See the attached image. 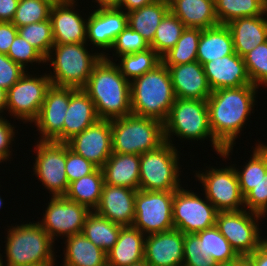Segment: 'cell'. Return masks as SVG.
Here are the masks:
<instances>
[{
    "label": "cell",
    "instance_id": "obj_58",
    "mask_svg": "<svg viewBox=\"0 0 267 266\" xmlns=\"http://www.w3.org/2000/svg\"><path fill=\"white\" fill-rule=\"evenodd\" d=\"M44 1H46V2H48L49 4H51L52 6H54V5L63 3V2H65L66 0H44Z\"/></svg>",
    "mask_w": 267,
    "mask_h": 266
},
{
    "label": "cell",
    "instance_id": "obj_6",
    "mask_svg": "<svg viewBox=\"0 0 267 266\" xmlns=\"http://www.w3.org/2000/svg\"><path fill=\"white\" fill-rule=\"evenodd\" d=\"M85 44L87 43L53 45L45 59L46 62H51L52 69H54L55 75H48L52 85L74 89L85 87L93 67L105 55L104 53L90 54L84 47ZM54 51L56 57H51Z\"/></svg>",
    "mask_w": 267,
    "mask_h": 266
},
{
    "label": "cell",
    "instance_id": "obj_47",
    "mask_svg": "<svg viewBox=\"0 0 267 266\" xmlns=\"http://www.w3.org/2000/svg\"><path fill=\"white\" fill-rule=\"evenodd\" d=\"M245 205L249 211L265 216L267 213V173L244 196V207Z\"/></svg>",
    "mask_w": 267,
    "mask_h": 266
},
{
    "label": "cell",
    "instance_id": "obj_11",
    "mask_svg": "<svg viewBox=\"0 0 267 266\" xmlns=\"http://www.w3.org/2000/svg\"><path fill=\"white\" fill-rule=\"evenodd\" d=\"M202 200L194 192L179 188L173 197V225L184 234H194L216 225L218 210L206 198Z\"/></svg>",
    "mask_w": 267,
    "mask_h": 266
},
{
    "label": "cell",
    "instance_id": "obj_3",
    "mask_svg": "<svg viewBox=\"0 0 267 266\" xmlns=\"http://www.w3.org/2000/svg\"><path fill=\"white\" fill-rule=\"evenodd\" d=\"M131 113L164 122L176 100L167 66L161 62L153 70L130 81Z\"/></svg>",
    "mask_w": 267,
    "mask_h": 266
},
{
    "label": "cell",
    "instance_id": "obj_2",
    "mask_svg": "<svg viewBox=\"0 0 267 266\" xmlns=\"http://www.w3.org/2000/svg\"><path fill=\"white\" fill-rule=\"evenodd\" d=\"M107 55L93 67L83 90L94 102L99 119L111 120L131 113L130 82Z\"/></svg>",
    "mask_w": 267,
    "mask_h": 266
},
{
    "label": "cell",
    "instance_id": "obj_17",
    "mask_svg": "<svg viewBox=\"0 0 267 266\" xmlns=\"http://www.w3.org/2000/svg\"><path fill=\"white\" fill-rule=\"evenodd\" d=\"M69 106V87L52 85L48 88L40 113L34 123L40 131V141L63 143V125Z\"/></svg>",
    "mask_w": 267,
    "mask_h": 266
},
{
    "label": "cell",
    "instance_id": "obj_45",
    "mask_svg": "<svg viewBox=\"0 0 267 266\" xmlns=\"http://www.w3.org/2000/svg\"><path fill=\"white\" fill-rule=\"evenodd\" d=\"M203 255L199 237L195 233L185 234L182 266H217V262L212 257L204 258Z\"/></svg>",
    "mask_w": 267,
    "mask_h": 266
},
{
    "label": "cell",
    "instance_id": "obj_30",
    "mask_svg": "<svg viewBox=\"0 0 267 266\" xmlns=\"http://www.w3.org/2000/svg\"><path fill=\"white\" fill-rule=\"evenodd\" d=\"M67 238L63 266H107V256L83 233Z\"/></svg>",
    "mask_w": 267,
    "mask_h": 266
},
{
    "label": "cell",
    "instance_id": "obj_53",
    "mask_svg": "<svg viewBox=\"0 0 267 266\" xmlns=\"http://www.w3.org/2000/svg\"><path fill=\"white\" fill-rule=\"evenodd\" d=\"M156 0H119V3L115 6L116 8L126 9V13L142 8L143 6L149 5Z\"/></svg>",
    "mask_w": 267,
    "mask_h": 266
},
{
    "label": "cell",
    "instance_id": "obj_48",
    "mask_svg": "<svg viewBox=\"0 0 267 266\" xmlns=\"http://www.w3.org/2000/svg\"><path fill=\"white\" fill-rule=\"evenodd\" d=\"M26 72L6 54L0 53V87L8 91Z\"/></svg>",
    "mask_w": 267,
    "mask_h": 266
},
{
    "label": "cell",
    "instance_id": "obj_22",
    "mask_svg": "<svg viewBox=\"0 0 267 266\" xmlns=\"http://www.w3.org/2000/svg\"><path fill=\"white\" fill-rule=\"evenodd\" d=\"M75 2V0H66L51 7L50 20L54 44L86 43L88 41L86 39L87 20L74 11Z\"/></svg>",
    "mask_w": 267,
    "mask_h": 266
},
{
    "label": "cell",
    "instance_id": "obj_28",
    "mask_svg": "<svg viewBox=\"0 0 267 266\" xmlns=\"http://www.w3.org/2000/svg\"><path fill=\"white\" fill-rule=\"evenodd\" d=\"M169 10L186 28L207 29L219 24L215 0H168Z\"/></svg>",
    "mask_w": 267,
    "mask_h": 266
},
{
    "label": "cell",
    "instance_id": "obj_34",
    "mask_svg": "<svg viewBox=\"0 0 267 266\" xmlns=\"http://www.w3.org/2000/svg\"><path fill=\"white\" fill-rule=\"evenodd\" d=\"M195 234L199 237L204 258L212 257L217 263L231 262L240 258L216 225Z\"/></svg>",
    "mask_w": 267,
    "mask_h": 266
},
{
    "label": "cell",
    "instance_id": "obj_60",
    "mask_svg": "<svg viewBox=\"0 0 267 266\" xmlns=\"http://www.w3.org/2000/svg\"><path fill=\"white\" fill-rule=\"evenodd\" d=\"M55 263H39L35 265H27V266H54Z\"/></svg>",
    "mask_w": 267,
    "mask_h": 266
},
{
    "label": "cell",
    "instance_id": "obj_7",
    "mask_svg": "<svg viewBox=\"0 0 267 266\" xmlns=\"http://www.w3.org/2000/svg\"><path fill=\"white\" fill-rule=\"evenodd\" d=\"M8 230L5 249L7 266L55 263L54 240L39 222L15 225Z\"/></svg>",
    "mask_w": 267,
    "mask_h": 266
},
{
    "label": "cell",
    "instance_id": "obj_61",
    "mask_svg": "<svg viewBox=\"0 0 267 266\" xmlns=\"http://www.w3.org/2000/svg\"><path fill=\"white\" fill-rule=\"evenodd\" d=\"M1 256H2V255L0 254V266H7V265H4V264H3V261H2Z\"/></svg>",
    "mask_w": 267,
    "mask_h": 266
},
{
    "label": "cell",
    "instance_id": "obj_39",
    "mask_svg": "<svg viewBox=\"0 0 267 266\" xmlns=\"http://www.w3.org/2000/svg\"><path fill=\"white\" fill-rule=\"evenodd\" d=\"M120 57V65L117 66L129 82L153 70L162 62V58L152 48Z\"/></svg>",
    "mask_w": 267,
    "mask_h": 266
},
{
    "label": "cell",
    "instance_id": "obj_9",
    "mask_svg": "<svg viewBox=\"0 0 267 266\" xmlns=\"http://www.w3.org/2000/svg\"><path fill=\"white\" fill-rule=\"evenodd\" d=\"M246 210L218 211L216 216L220 233L240 257L252 254L266 240L261 238L257 223L262 215Z\"/></svg>",
    "mask_w": 267,
    "mask_h": 266
},
{
    "label": "cell",
    "instance_id": "obj_1",
    "mask_svg": "<svg viewBox=\"0 0 267 266\" xmlns=\"http://www.w3.org/2000/svg\"><path fill=\"white\" fill-rule=\"evenodd\" d=\"M257 89L254 85L221 88L207 99L213 137L224 147L221 157H229L235 138L253 110Z\"/></svg>",
    "mask_w": 267,
    "mask_h": 266
},
{
    "label": "cell",
    "instance_id": "obj_26",
    "mask_svg": "<svg viewBox=\"0 0 267 266\" xmlns=\"http://www.w3.org/2000/svg\"><path fill=\"white\" fill-rule=\"evenodd\" d=\"M146 235L133 226H123L116 244L106 253L107 266H130L144 260Z\"/></svg>",
    "mask_w": 267,
    "mask_h": 266
},
{
    "label": "cell",
    "instance_id": "obj_50",
    "mask_svg": "<svg viewBox=\"0 0 267 266\" xmlns=\"http://www.w3.org/2000/svg\"><path fill=\"white\" fill-rule=\"evenodd\" d=\"M17 34L18 28L12 22H0V53H8Z\"/></svg>",
    "mask_w": 267,
    "mask_h": 266
},
{
    "label": "cell",
    "instance_id": "obj_33",
    "mask_svg": "<svg viewBox=\"0 0 267 266\" xmlns=\"http://www.w3.org/2000/svg\"><path fill=\"white\" fill-rule=\"evenodd\" d=\"M122 227V225L98 215L95 211H91L85 219L82 233L107 253L116 244Z\"/></svg>",
    "mask_w": 267,
    "mask_h": 266
},
{
    "label": "cell",
    "instance_id": "obj_57",
    "mask_svg": "<svg viewBox=\"0 0 267 266\" xmlns=\"http://www.w3.org/2000/svg\"><path fill=\"white\" fill-rule=\"evenodd\" d=\"M217 266H238V260L226 263H217Z\"/></svg>",
    "mask_w": 267,
    "mask_h": 266
},
{
    "label": "cell",
    "instance_id": "obj_15",
    "mask_svg": "<svg viewBox=\"0 0 267 266\" xmlns=\"http://www.w3.org/2000/svg\"><path fill=\"white\" fill-rule=\"evenodd\" d=\"M91 211L65 196L51 197L41 227L55 241V236H72L83 231L85 219Z\"/></svg>",
    "mask_w": 267,
    "mask_h": 266
},
{
    "label": "cell",
    "instance_id": "obj_59",
    "mask_svg": "<svg viewBox=\"0 0 267 266\" xmlns=\"http://www.w3.org/2000/svg\"><path fill=\"white\" fill-rule=\"evenodd\" d=\"M130 266H149L145 260H142L141 262L135 263Z\"/></svg>",
    "mask_w": 267,
    "mask_h": 266
},
{
    "label": "cell",
    "instance_id": "obj_46",
    "mask_svg": "<svg viewBox=\"0 0 267 266\" xmlns=\"http://www.w3.org/2000/svg\"><path fill=\"white\" fill-rule=\"evenodd\" d=\"M98 167L91 161L86 160L83 156L74 153L66 144V165L65 172L68 182L76 181L81 177L90 175Z\"/></svg>",
    "mask_w": 267,
    "mask_h": 266
},
{
    "label": "cell",
    "instance_id": "obj_43",
    "mask_svg": "<svg viewBox=\"0 0 267 266\" xmlns=\"http://www.w3.org/2000/svg\"><path fill=\"white\" fill-rule=\"evenodd\" d=\"M116 50L118 58L126 54H133L145 51L150 48V44L145 40L142 35L134 31L129 25L122 30L117 36L112 46Z\"/></svg>",
    "mask_w": 267,
    "mask_h": 266
},
{
    "label": "cell",
    "instance_id": "obj_44",
    "mask_svg": "<svg viewBox=\"0 0 267 266\" xmlns=\"http://www.w3.org/2000/svg\"><path fill=\"white\" fill-rule=\"evenodd\" d=\"M13 62L21 65L24 69L26 63L46 62L45 57L30 43H28L19 33L12 42L6 54Z\"/></svg>",
    "mask_w": 267,
    "mask_h": 266
},
{
    "label": "cell",
    "instance_id": "obj_12",
    "mask_svg": "<svg viewBox=\"0 0 267 266\" xmlns=\"http://www.w3.org/2000/svg\"><path fill=\"white\" fill-rule=\"evenodd\" d=\"M51 86L48 74L33 77L24 74L8 91L6 109L17 119L34 122L44 102L46 92Z\"/></svg>",
    "mask_w": 267,
    "mask_h": 266
},
{
    "label": "cell",
    "instance_id": "obj_55",
    "mask_svg": "<svg viewBox=\"0 0 267 266\" xmlns=\"http://www.w3.org/2000/svg\"><path fill=\"white\" fill-rule=\"evenodd\" d=\"M98 2L99 7H115L119 0H95Z\"/></svg>",
    "mask_w": 267,
    "mask_h": 266
},
{
    "label": "cell",
    "instance_id": "obj_36",
    "mask_svg": "<svg viewBox=\"0 0 267 266\" xmlns=\"http://www.w3.org/2000/svg\"><path fill=\"white\" fill-rule=\"evenodd\" d=\"M185 29L182 21L169 10L157 27L150 48L162 58L176 45Z\"/></svg>",
    "mask_w": 267,
    "mask_h": 266
},
{
    "label": "cell",
    "instance_id": "obj_19",
    "mask_svg": "<svg viewBox=\"0 0 267 266\" xmlns=\"http://www.w3.org/2000/svg\"><path fill=\"white\" fill-rule=\"evenodd\" d=\"M184 235L175 228L146 235L144 260L149 266H182Z\"/></svg>",
    "mask_w": 267,
    "mask_h": 266
},
{
    "label": "cell",
    "instance_id": "obj_62",
    "mask_svg": "<svg viewBox=\"0 0 267 266\" xmlns=\"http://www.w3.org/2000/svg\"><path fill=\"white\" fill-rule=\"evenodd\" d=\"M2 204H3V202H2V199L0 197V208H1Z\"/></svg>",
    "mask_w": 267,
    "mask_h": 266
},
{
    "label": "cell",
    "instance_id": "obj_10",
    "mask_svg": "<svg viewBox=\"0 0 267 266\" xmlns=\"http://www.w3.org/2000/svg\"><path fill=\"white\" fill-rule=\"evenodd\" d=\"M173 197L174 191L137 190L132 226L146 235L173 229Z\"/></svg>",
    "mask_w": 267,
    "mask_h": 266
},
{
    "label": "cell",
    "instance_id": "obj_8",
    "mask_svg": "<svg viewBox=\"0 0 267 266\" xmlns=\"http://www.w3.org/2000/svg\"><path fill=\"white\" fill-rule=\"evenodd\" d=\"M177 153L173 143L165 141L158 148L141 154L139 190L176 191L181 188Z\"/></svg>",
    "mask_w": 267,
    "mask_h": 266
},
{
    "label": "cell",
    "instance_id": "obj_16",
    "mask_svg": "<svg viewBox=\"0 0 267 266\" xmlns=\"http://www.w3.org/2000/svg\"><path fill=\"white\" fill-rule=\"evenodd\" d=\"M69 149L101 168L112 154L110 120L99 119L66 142Z\"/></svg>",
    "mask_w": 267,
    "mask_h": 266
},
{
    "label": "cell",
    "instance_id": "obj_18",
    "mask_svg": "<svg viewBox=\"0 0 267 266\" xmlns=\"http://www.w3.org/2000/svg\"><path fill=\"white\" fill-rule=\"evenodd\" d=\"M98 8L87 18L86 39L98 48L111 49L119 33L127 27L128 16L116 7Z\"/></svg>",
    "mask_w": 267,
    "mask_h": 266
},
{
    "label": "cell",
    "instance_id": "obj_38",
    "mask_svg": "<svg viewBox=\"0 0 267 266\" xmlns=\"http://www.w3.org/2000/svg\"><path fill=\"white\" fill-rule=\"evenodd\" d=\"M250 161L244 166L243 170L236 173L239 180L240 190L245 196L267 173V144L259 143L253 150Z\"/></svg>",
    "mask_w": 267,
    "mask_h": 266
},
{
    "label": "cell",
    "instance_id": "obj_41",
    "mask_svg": "<svg viewBox=\"0 0 267 266\" xmlns=\"http://www.w3.org/2000/svg\"><path fill=\"white\" fill-rule=\"evenodd\" d=\"M51 7L52 5L44 0H19L12 23L19 28L48 20Z\"/></svg>",
    "mask_w": 267,
    "mask_h": 266
},
{
    "label": "cell",
    "instance_id": "obj_27",
    "mask_svg": "<svg viewBox=\"0 0 267 266\" xmlns=\"http://www.w3.org/2000/svg\"><path fill=\"white\" fill-rule=\"evenodd\" d=\"M101 169L105 184L139 190L140 155L112 153Z\"/></svg>",
    "mask_w": 267,
    "mask_h": 266
},
{
    "label": "cell",
    "instance_id": "obj_23",
    "mask_svg": "<svg viewBox=\"0 0 267 266\" xmlns=\"http://www.w3.org/2000/svg\"><path fill=\"white\" fill-rule=\"evenodd\" d=\"M203 69L212 91L253 85L244 58L237 53L207 62Z\"/></svg>",
    "mask_w": 267,
    "mask_h": 266
},
{
    "label": "cell",
    "instance_id": "obj_31",
    "mask_svg": "<svg viewBox=\"0 0 267 266\" xmlns=\"http://www.w3.org/2000/svg\"><path fill=\"white\" fill-rule=\"evenodd\" d=\"M168 11V0H156L142 8L128 12V25L150 44L155 37L157 27Z\"/></svg>",
    "mask_w": 267,
    "mask_h": 266
},
{
    "label": "cell",
    "instance_id": "obj_40",
    "mask_svg": "<svg viewBox=\"0 0 267 266\" xmlns=\"http://www.w3.org/2000/svg\"><path fill=\"white\" fill-rule=\"evenodd\" d=\"M18 33L45 58L54 45L52 24L50 18L43 22H36L18 28Z\"/></svg>",
    "mask_w": 267,
    "mask_h": 266
},
{
    "label": "cell",
    "instance_id": "obj_56",
    "mask_svg": "<svg viewBox=\"0 0 267 266\" xmlns=\"http://www.w3.org/2000/svg\"><path fill=\"white\" fill-rule=\"evenodd\" d=\"M238 266H254L246 257L238 259Z\"/></svg>",
    "mask_w": 267,
    "mask_h": 266
},
{
    "label": "cell",
    "instance_id": "obj_20",
    "mask_svg": "<svg viewBox=\"0 0 267 266\" xmlns=\"http://www.w3.org/2000/svg\"><path fill=\"white\" fill-rule=\"evenodd\" d=\"M166 66L176 98L196 100L209 98L212 89L200 62Z\"/></svg>",
    "mask_w": 267,
    "mask_h": 266
},
{
    "label": "cell",
    "instance_id": "obj_51",
    "mask_svg": "<svg viewBox=\"0 0 267 266\" xmlns=\"http://www.w3.org/2000/svg\"><path fill=\"white\" fill-rule=\"evenodd\" d=\"M19 0H0V22H12Z\"/></svg>",
    "mask_w": 267,
    "mask_h": 266
},
{
    "label": "cell",
    "instance_id": "obj_5",
    "mask_svg": "<svg viewBox=\"0 0 267 266\" xmlns=\"http://www.w3.org/2000/svg\"><path fill=\"white\" fill-rule=\"evenodd\" d=\"M165 141L172 143L171 135L181 139L205 140L211 138L213 149L221 155L224 147L213 137L207 100L176 98L163 122ZM172 133V134H171Z\"/></svg>",
    "mask_w": 267,
    "mask_h": 266
},
{
    "label": "cell",
    "instance_id": "obj_49",
    "mask_svg": "<svg viewBox=\"0 0 267 266\" xmlns=\"http://www.w3.org/2000/svg\"><path fill=\"white\" fill-rule=\"evenodd\" d=\"M13 125H11L7 119H3L2 115L0 116V163L6 161L11 155L10 147L11 141L15 137Z\"/></svg>",
    "mask_w": 267,
    "mask_h": 266
},
{
    "label": "cell",
    "instance_id": "obj_14",
    "mask_svg": "<svg viewBox=\"0 0 267 266\" xmlns=\"http://www.w3.org/2000/svg\"><path fill=\"white\" fill-rule=\"evenodd\" d=\"M196 176L203 184L206 198L218 211L243 209L241 206H244V196L240 190L235 166L219 169L211 167L206 172L196 173Z\"/></svg>",
    "mask_w": 267,
    "mask_h": 266
},
{
    "label": "cell",
    "instance_id": "obj_42",
    "mask_svg": "<svg viewBox=\"0 0 267 266\" xmlns=\"http://www.w3.org/2000/svg\"><path fill=\"white\" fill-rule=\"evenodd\" d=\"M243 58L252 84L267 87V41L257 45Z\"/></svg>",
    "mask_w": 267,
    "mask_h": 266
},
{
    "label": "cell",
    "instance_id": "obj_21",
    "mask_svg": "<svg viewBox=\"0 0 267 266\" xmlns=\"http://www.w3.org/2000/svg\"><path fill=\"white\" fill-rule=\"evenodd\" d=\"M137 190L104 183L101 199L94 210L98 215L122 226H132L135 218Z\"/></svg>",
    "mask_w": 267,
    "mask_h": 266
},
{
    "label": "cell",
    "instance_id": "obj_35",
    "mask_svg": "<svg viewBox=\"0 0 267 266\" xmlns=\"http://www.w3.org/2000/svg\"><path fill=\"white\" fill-rule=\"evenodd\" d=\"M267 10V0H215V13L219 24L230 21L260 16Z\"/></svg>",
    "mask_w": 267,
    "mask_h": 266
},
{
    "label": "cell",
    "instance_id": "obj_29",
    "mask_svg": "<svg viewBox=\"0 0 267 266\" xmlns=\"http://www.w3.org/2000/svg\"><path fill=\"white\" fill-rule=\"evenodd\" d=\"M234 44L230 29L226 24L202 29L197 50V61L207 62L234 54Z\"/></svg>",
    "mask_w": 267,
    "mask_h": 266
},
{
    "label": "cell",
    "instance_id": "obj_37",
    "mask_svg": "<svg viewBox=\"0 0 267 266\" xmlns=\"http://www.w3.org/2000/svg\"><path fill=\"white\" fill-rule=\"evenodd\" d=\"M201 32L200 28H186L176 45L162 57V62L165 65H179L197 61Z\"/></svg>",
    "mask_w": 267,
    "mask_h": 266
},
{
    "label": "cell",
    "instance_id": "obj_54",
    "mask_svg": "<svg viewBox=\"0 0 267 266\" xmlns=\"http://www.w3.org/2000/svg\"><path fill=\"white\" fill-rule=\"evenodd\" d=\"M6 104H7V91L2 87H0V113H2L3 110H6Z\"/></svg>",
    "mask_w": 267,
    "mask_h": 266
},
{
    "label": "cell",
    "instance_id": "obj_32",
    "mask_svg": "<svg viewBox=\"0 0 267 266\" xmlns=\"http://www.w3.org/2000/svg\"><path fill=\"white\" fill-rule=\"evenodd\" d=\"M104 176L101 168L69 183L65 197L94 211L100 202Z\"/></svg>",
    "mask_w": 267,
    "mask_h": 266
},
{
    "label": "cell",
    "instance_id": "obj_13",
    "mask_svg": "<svg viewBox=\"0 0 267 266\" xmlns=\"http://www.w3.org/2000/svg\"><path fill=\"white\" fill-rule=\"evenodd\" d=\"M34 174L52 193V197L65 196L69 182L65 172L66 143L38 141Z\"/></svg>",
    "mask_w": 267,
    "mask_h": 266
},
{
    "label": "cell",
    "instance_id": "obj_52",
    "mask_svg": "<svg viewBox=\"0 0 267 266\" xmlns=\"http://www.w3.org/2000/svg\"><path fill=\"white\" fill-rule=\"evenodd\" d=\"M246 258L254 266H267V239L252 254L246 256Z\"/></svg>",
    "mask_w": 267,
    "mask_h": 266
},
{
    "label": "cell",
    "instance_id": "obj_25",
    "mask_svg": "<svg viewBox=\"0 0 267 266\" xmlns=\"http://www.w3.org/2000/svg\"><path fill=\"white\" fill-rule=\"evenodd\" d=\"M267 10L260 16L237 18L230 21L228 28L231 31L234 50L240 57L267 41Z\"/></svg>",
    "mask_w": 267,
    "mask_h": 266
},
{
    "label": "cell",
    "instance_id": "obj_24",
    "mask_svg": "<svg viewBox=\"0 0 267 266\" xmlns=\"http://www.w3.org/2000/svg\"><path fill=\"white\" fill-rule=\"evenodd\" d=\"M99 120L94 102L83 89L69 88V106L63 125V143Z\"/></svg>",
    "mask_w": 267,
    "mask_h": 266
},
{
    "label": "cell",
    "instance_id": "obj_4",
    "mask_svg": "<svg viewBox=\"0 0 267 266\" xmlns=\"http://www.w3.org/2000/svg\"><path fill=\"white\" fill-rule=\"evenodd\" d=\"M112 153L141 155L165 142L160 120L130 114L111 119Z\"/></svg>",
    "mask_w": 267,
    "mask_h": 266
}]
</instances>
